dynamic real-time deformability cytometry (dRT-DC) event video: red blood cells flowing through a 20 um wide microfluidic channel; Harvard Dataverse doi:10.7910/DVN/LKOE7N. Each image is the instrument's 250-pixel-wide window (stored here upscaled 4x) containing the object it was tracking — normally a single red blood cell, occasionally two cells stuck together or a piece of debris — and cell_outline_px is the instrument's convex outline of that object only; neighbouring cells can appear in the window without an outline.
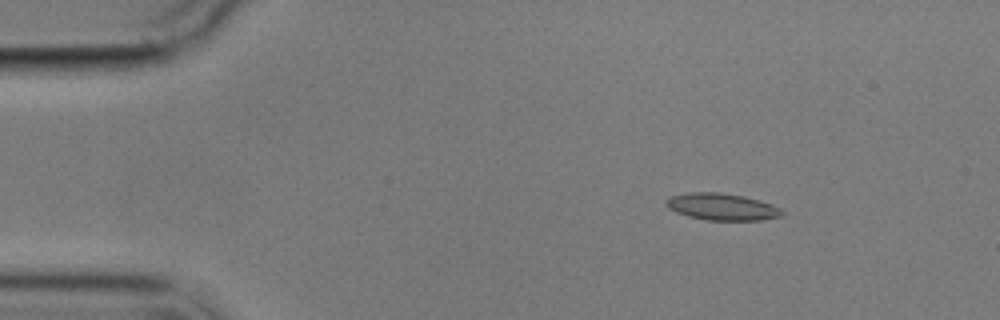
{"species": "common noctule bat (a hibernating species)", "species_latin": "Nyctalus noctula", "temperature_condition": "cold", "stored_images_in_passage": 3, "camera_frame_rate_fps": 3000, "um_per_image_px": 0.085, "animal": {"sex": "male", "body_mass_g": 17.9}, "frame": {"image": 1, "passage_image": 1, "time_ms": 0.0, "image_size_px": [1000, 320], "cell_outline_px": [[784, 212], [780, 216], [760, 220], [708, 220], [688, 216], [676, 212], [668, 208], [664, 204], [664, 200], [672, 196], [688, 192], [720, 192], [744, 196], [772, 204], [780, 208]], "centroid_in_image_um": [61.33, 17.57], "position_along_channel_um": 23.7, "area_um2": 18.15}}